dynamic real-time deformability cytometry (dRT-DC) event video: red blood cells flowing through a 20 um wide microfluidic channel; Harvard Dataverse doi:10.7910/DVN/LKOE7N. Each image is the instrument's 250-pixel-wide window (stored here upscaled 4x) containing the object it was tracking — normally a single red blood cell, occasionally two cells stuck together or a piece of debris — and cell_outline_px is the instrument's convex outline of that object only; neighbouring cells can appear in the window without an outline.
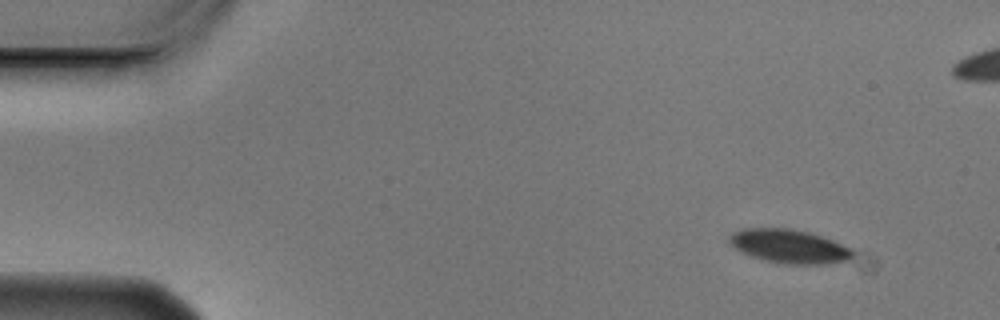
{"species": "Egyptian fruit bat (a non-hibernating species)", "species_latin": "Rousettus aegyptiacus", "temperature_condition": "cold", "stored_images_in_passage": 5, "camera_frame_rate_fps": 3000, "um_per_image_px": 0.085, "animal": {"sex": "male"}, "frame": {"image": 1, "passage_image": 1, "time_ms": 0.0, "image_size_px": [1000, 320], "cell_outline_px": [[852, 256], [848, 260], [820, 264], [780, 264], [764, 260], [740, 252], [728, 240], [728, 236], [732, 232], [740, 228], [792, 228], [808, 232], [832, 240], [852, 248]], "centroid_in_image_um": [67.03, 20.93], "position_along_channel_um": 18.0, "area_um2": 24.28}}